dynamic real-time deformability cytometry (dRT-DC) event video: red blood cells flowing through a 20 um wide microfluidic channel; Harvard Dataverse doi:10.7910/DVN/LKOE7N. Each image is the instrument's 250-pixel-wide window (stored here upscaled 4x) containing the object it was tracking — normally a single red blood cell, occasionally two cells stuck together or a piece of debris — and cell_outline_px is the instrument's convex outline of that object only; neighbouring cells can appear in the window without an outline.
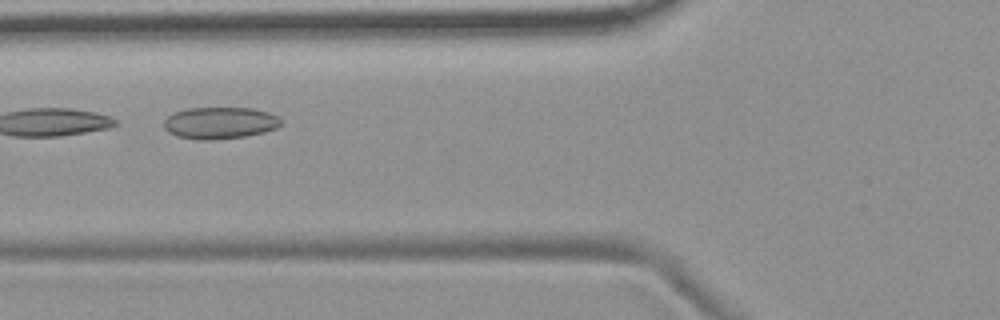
{"species": "common noctule bat (a hibernating species)", "species_latin": "Nyctalus noctula", "temperature_condition": "room temperature", "stored_images_in_passage": 3, "camera_frame_rate_fps": 3000, "um_per_image_px": 0.085, "animal": {"sex": "female", "body_mass_g": 19.9}, "frame": {"image": 1, "passage_image": 3, "time_ms": 2.667, "image_size_px": [1000, 320], "cell_outline_px": [[280, 124], [276, 128], [264, 132], [244, 136], [208, 140], [200, 140], [176, 136], [168, 132], [164, 128], [164, 120], [168, 116], [176, 112], [188, 108], [252, 108], [268, 112], [280, 116]], "centroid_in_image_um": [18.68, 10.44], "position_along_channel_um": 107.1, "area_um2": 21.62}}